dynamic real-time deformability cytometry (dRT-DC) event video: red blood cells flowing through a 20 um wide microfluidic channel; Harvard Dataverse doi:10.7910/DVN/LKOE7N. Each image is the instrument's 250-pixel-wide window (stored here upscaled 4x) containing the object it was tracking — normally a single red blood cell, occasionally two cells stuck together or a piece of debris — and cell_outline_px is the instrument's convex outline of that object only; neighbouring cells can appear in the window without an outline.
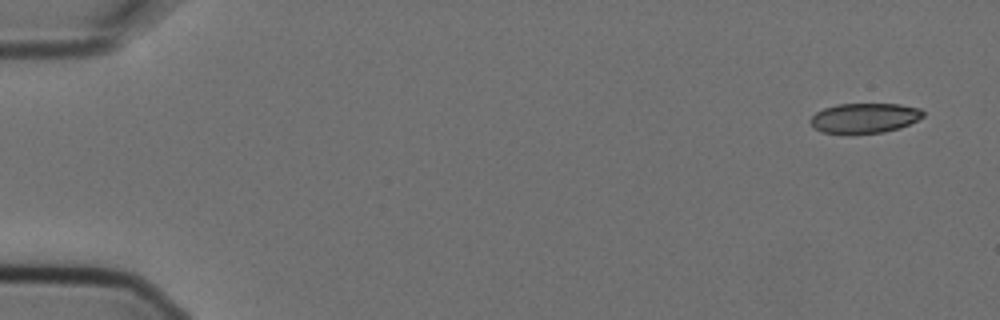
{"species": "Egyptian fruit bat (a non-hibernating species)", "species_latin": "Rousettus aegyptiacus", "temperature_condition": "cold", "stored_images_in_passage": 5, "camera_frame_rate_fps": 3000, "um_per_image_px": 0.085, "animal": {"sex": "female"}, "frame": {"image": 1, "passage_image": 1, "time_ms": 0.0, "image_size_px": [1000, 320], "cell_outline_px": [[924, 116], [900, 128], [884, 132], [848, 136], [820, 132], [812, 128], [808, 120], [816, 112], [824, 108], [836, 104], [900, 104], [920, 108], [924, 112]], "centroid_in_image_um": [73.41, 10.07], "position_along_channel_um": 11.6, "area_um2": 20.4}}
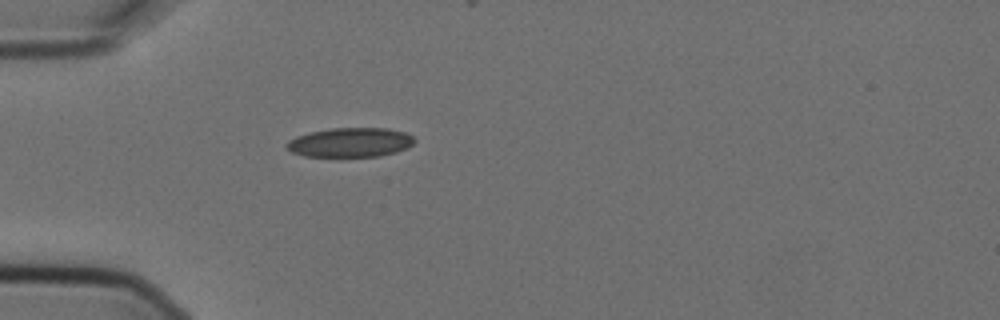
{"frame": {"image": 2, "passage_image": 5, "time_ms": 1.333, "image_size_px": [1000, 320], "cell_outline_px": [[416, 140], [408, 148], [396, 152], [380, 156], [304, 156], [292, 152], [284, 144], [288, 140], [296, 136], [312, 132], [332, 128], [388, 128], [404, 132], [412, 136]], "centroid_in_image_um": [29.79, 12.1], "position_along_channel_um": 55.2, "area_um2": 21.79}}